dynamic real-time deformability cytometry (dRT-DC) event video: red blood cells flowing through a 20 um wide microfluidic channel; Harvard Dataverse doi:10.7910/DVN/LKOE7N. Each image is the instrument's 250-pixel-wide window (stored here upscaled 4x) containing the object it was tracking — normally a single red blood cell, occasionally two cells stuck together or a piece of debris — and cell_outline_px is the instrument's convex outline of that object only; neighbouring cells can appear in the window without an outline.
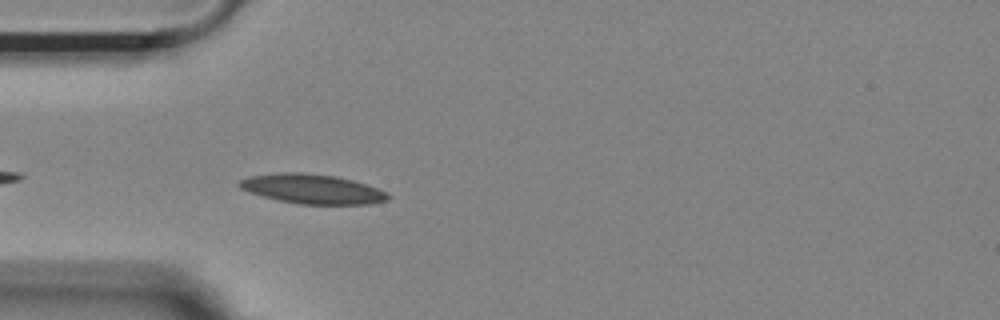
{"species": "Egyptian fruit bat (a non-hibernating species)", "species_latin": "Rousettus aegyptiacus", "temperature_condition": "room temperature", "stored_images_in_passage": 40, "camera_frame_rate_fps": 3000, "um_per_image_px": 0.085, "animal": {"sex": "female"}, "frame": {"image": 1, "passage_image": 3, "time_ms": 0.667, "image_size_px": [1000, 320], "cell_outline_px": [[392, 196], [388, 200], [368, 204], [300, 204], [280, 200], [264, 196], [240, 188], [236, 184], [240, 180], [248, 176], [280, 172], [304, 172], [336, 176], [352, 180], [388, 192]], "centroid_in_image_um": [26.56, 16.05], "position_along_channel_um": 58.4, "area_um2": 25.49}}
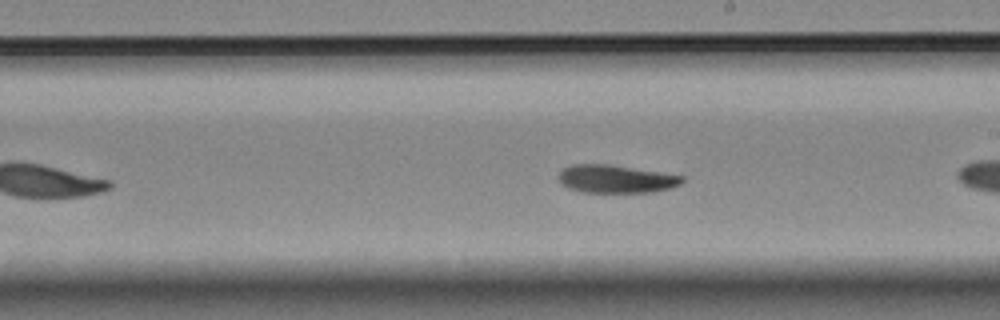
{"frame": {"image": 2, "passage_image": 15, "time_ms": 4.667, "image_size_px": [1000, 320], "cell_outline_px": [[684, 180], [680, 184], [672, 188], [652, 192], [584, 192], [568, 188], [560, 180], [560, 172], [564, 168], [572, 164], [608, 164], [660, 172], [684, 176]], "centroid_in_image_um": [52.39, 15.21], "position_along_channel_um": 236.6, "area_um2": 19.94}}
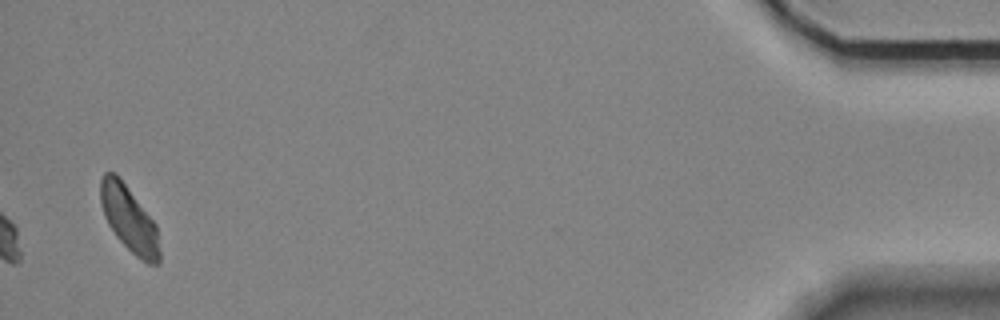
{"frame": {"image": 3, "passage_image": 40, "time_ms": 13.0, "image_size_px": [1000, 320], "cell_outline_px": [[160, 264], [148, 264], [136, 256], [116, 236], [108, 224], [104, 216], [100, 204], [100, 180], [104, 172], [116, 172], [120, 176], [156, 224], [160, 252]], "centroid_in_image_um": [10.96, 18.58], "position_along_channel_um": 424.2, "area_um2": 22.77}, "authors_computed_cell_mechanics": {"area_um2": 20.7502, "velocity_mm_per_s": 3.6559, "shape_relaxation_time_tau1_ms": 10.9636, "shape_relaxation_time_tau2_ms": 5.3236, "deformation_change_tau1": 0.1647, "deformation_change_tau2": 0.1188}}